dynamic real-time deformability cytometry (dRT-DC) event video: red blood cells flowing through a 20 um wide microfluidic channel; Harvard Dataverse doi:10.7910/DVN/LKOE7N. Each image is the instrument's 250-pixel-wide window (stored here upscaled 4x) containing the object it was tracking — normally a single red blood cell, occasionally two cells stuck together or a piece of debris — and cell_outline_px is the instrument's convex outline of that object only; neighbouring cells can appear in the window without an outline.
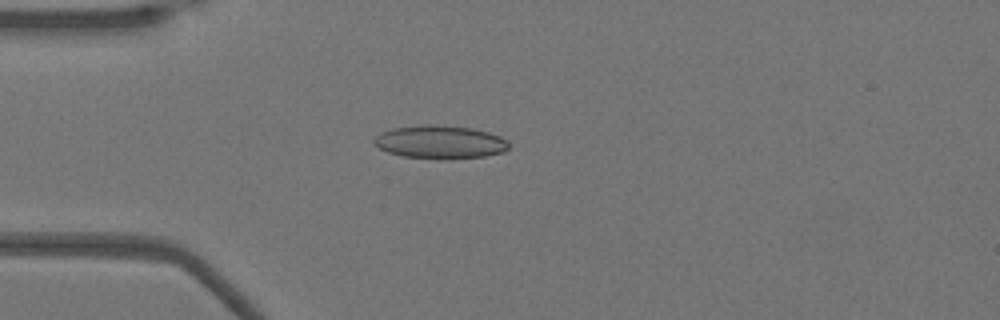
{"species": "Egyptian fruit bat (a non-hibernating species)", "species_latin": "Rousettus aegyptiacus", "temperature_condition": "warm", "stored_images_in_passage": 51, "camera_frame_rate_fps": 3000, "um_per_image_px": 0.085, "animal": {"sex": "female"}, "frame": {"image": 1, "passage_image": 13, "time_ms": 4.0, "image_size_px": [1000, 320], "cell_outline_px": [[508, 148], [504, 152], [484, 156], [400, 156], [388, 152], [372, 144], [372, 140], [380, 132], [392, 128], [420, 124], [436, 124], [472, 128], [488, 132], [500, 136], [508, 140]], "centroid_in_image_um": [37.36, 12.01], "position_along_channel_um": 47.6, "area_um2": 25.37}}
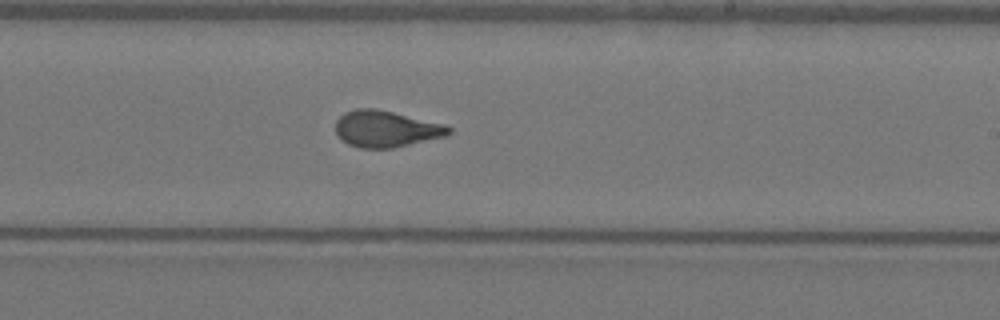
{"frame": {"image": 2, "passage_image": 30, "time_ms": 9.667, "image_size_px": [1000, 320], "cell_outline_px": [[452, 132], [448, 136], [392, 148], [360, 148], [348, 144], [336, 132], [336, 120], [344, 112], [356, 108], [376, 108], [444, 124], [452, 128]], "centroid_in_image_um": [32.83, 10.95], "position_along_channel_um": 256.2, "area_um2": 24.04}}
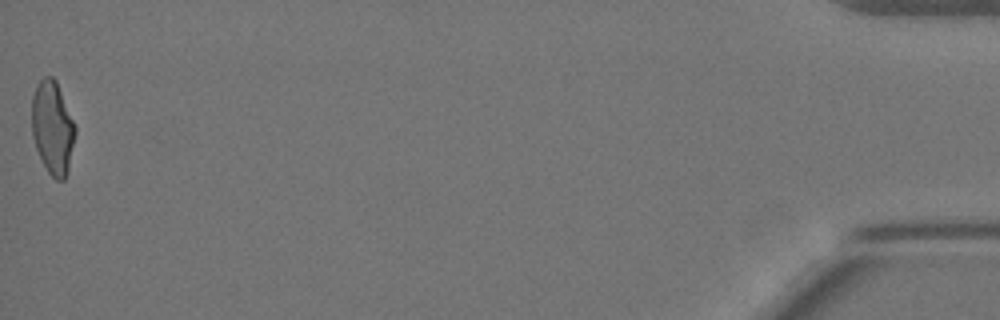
{"frame": {"image": 3, "passage_image": 51, "time_ms": 16.667, "image_size_px": [1000, 320], "cell_outline_px": [[76, 132], [68, 172], [64, 180], [56, 180], [48, 172], [36, 148], [32, 136], [32, 96], [36, 84], [44, 76], [52, 76], [56, 80], [76, 128]], "centroid_in_image_um": [4.46, 10.85], "position_along_channel_um": 430.7, "area_um2": 23.52}, "authors_computed_cell_mechanics": {"area_um2": 24.1604, "velocity_mm_per_s": 3.9089, "shape_relaxation_time_tau1_ms": 5.47, "shape_relaxation_time_tau2_ms": 0.9007, "deformation_change_tau1": 0.2024, "deformation_change_tau2": 0.0904}}